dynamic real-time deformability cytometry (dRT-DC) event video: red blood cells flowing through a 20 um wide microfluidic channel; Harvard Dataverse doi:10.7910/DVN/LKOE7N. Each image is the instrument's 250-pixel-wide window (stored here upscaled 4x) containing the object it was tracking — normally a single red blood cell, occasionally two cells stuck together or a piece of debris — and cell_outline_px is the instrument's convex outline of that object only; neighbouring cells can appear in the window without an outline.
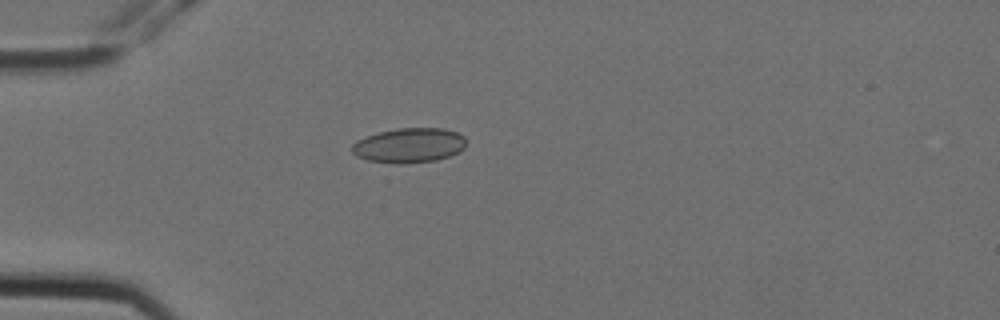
{"species": "Egyptian fruit bat (a non-hibernating species)", "species_latin": "Rousettus aegyptiacus", "temperature_condition": "cold", "stored_images_in_passage": 4, "camera_frame_rate_fps": 3000, "um_per_image_px": 0.085, "animal": {"sex": "female"}, "frame": {"image": 1, "passage_image": 4, "time_ms": 1.0, "image_size_px": [1000, 320], "cell_outline_px": [[464, 148], [460, 152], [436, 160], [404, 164], [396, 164], [368, 160], [356, 156], [352, 152], [352, 144], [356, 140], [380, 132], [396, 128], [444, 128], [456, 132], [464, 136]], "centroid_in_image_um": [34.77, 12.36], "position_along_channel_um": 50.2, "area_um2": 23.12}}